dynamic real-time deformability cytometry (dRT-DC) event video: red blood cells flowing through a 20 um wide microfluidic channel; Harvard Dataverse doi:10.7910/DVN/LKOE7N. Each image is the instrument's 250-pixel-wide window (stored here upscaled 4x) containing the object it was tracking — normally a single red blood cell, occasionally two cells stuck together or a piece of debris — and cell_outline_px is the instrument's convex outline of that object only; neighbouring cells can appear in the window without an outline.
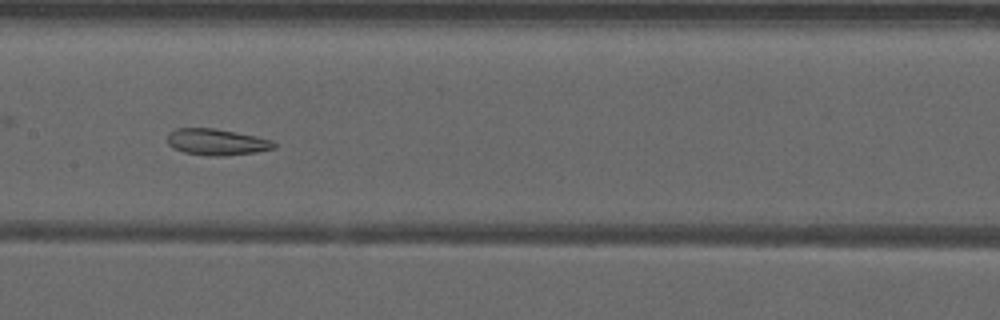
{"species": "common noctule bat (a hibernating species)", "species_latin": "Nyctalus noctula", "temperature_condition": "warm", "stored_images_in_passage": 48, "camera_frame_rate_fps": 3000, "um_per_image_px": 0.085, "animal": {"sex": "male", "forearm_length_mm": 52.5}, "frame": {"image": 1, "passage_image": 23, "time_ms": 7.333, "image_size_px": [1000, 320], "cell_outline_px": [[276, 148], [256, 152], [224, 156], [208, 156], [184, 152], [172, 148], [168, 144], [168, 132], [176, 128], [216, 128], [256, 136], [272, 140], [276, 144]], "centroid_in_image_um": [18.41, 12.07], "position_along_channel_um": 189.0, "area_um2": 16.53}}
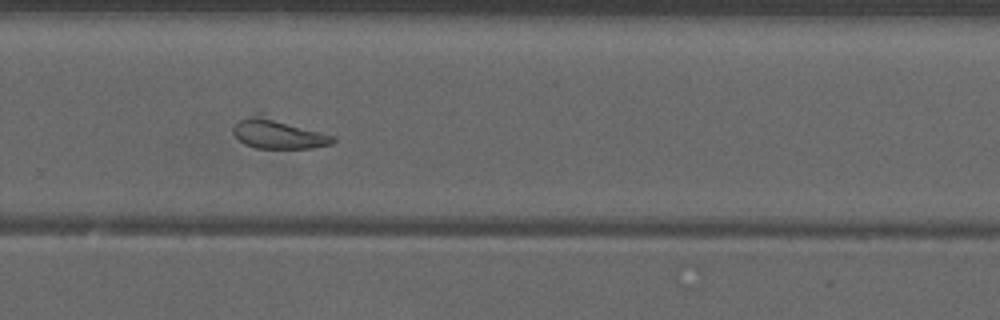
{"frame": {"image": 2, "passage_image": 32, "time_ms": 10.333, "image_size_px": [1000, 320], "cell_outline_px": [[336, 140], [332, 144], [312, 148], [256, 148], [244, 144], [232, 132], [232, 128], [240, 120], [256, 112], [264, 112], [336, 136]], "centroid_in_image_um": [23.69, 11.32], "position_along_channel_um": 306.1, "area_um2": 18.15}}
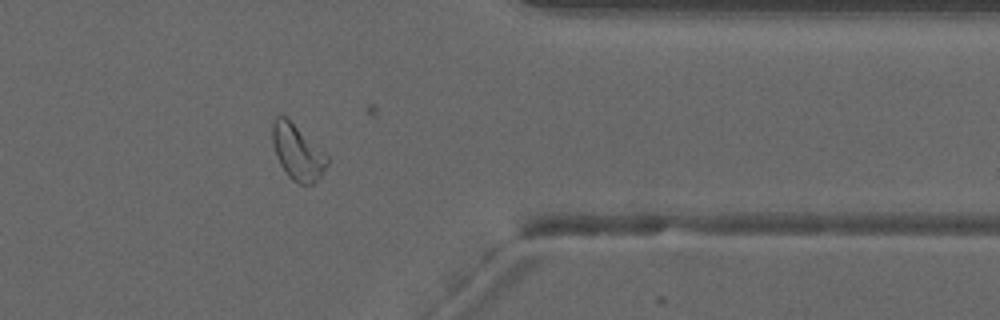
{"frame": {"image": 3, "passage_image": 39, "time_ms": 12.667, "image_size_px": [1000, 320], "cell_outline_px": [[328, 164], [320, 176], [312, 184], [300, 184], [292, 180], [288, 176], [280, 164], [276, 156], [272, 140], [272, 120], [276, 116], [284, 116], [324, 152], [328, 156]], "centroid_in_image_um": [25.26, 12.96], "position_along_channel_um": 386.1, "area_um2": 17.28}}